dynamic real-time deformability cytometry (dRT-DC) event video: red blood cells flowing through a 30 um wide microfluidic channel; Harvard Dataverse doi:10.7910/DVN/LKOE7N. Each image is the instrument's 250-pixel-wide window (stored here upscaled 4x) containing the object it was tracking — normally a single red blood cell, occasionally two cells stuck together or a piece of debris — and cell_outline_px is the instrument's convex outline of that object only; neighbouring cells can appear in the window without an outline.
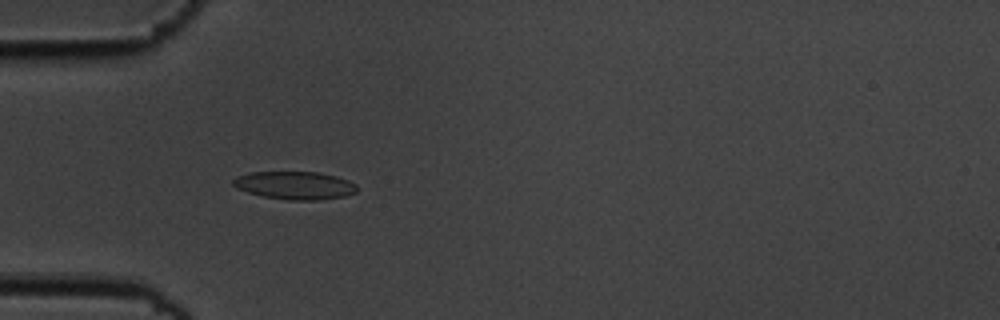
{"species": "common noctule bat (a hibernating species)", "species_latin": "Nyctalus noctula", "temperature_condition": "cold", "stored_images_in_passage": 44, "camera_frame_rate_fps": 3000, "um_per_image_px": 0.085, "animal": {"sex": "male", "body_mass_g": 19.5, "forearm_length_mm": 54.6}, "frame": {"image": 1, "passage_image": 6, "time_ms": 1.667, "image_size_px": [1000, 320], "cell_outline_px": [[356, 192], [344, 196], [320, 200], [288, 200], [264, 196], [248, 192], [236, 188], [232, 184], [232, 180], [236, 176], [252, 172], [320, 172], [336, 176], [348, 180], [356, 184]], "centroid_in_image_um": [25.06, 15.75], "position_along_channel_um": 59.9, "area_um2": 20.17}}
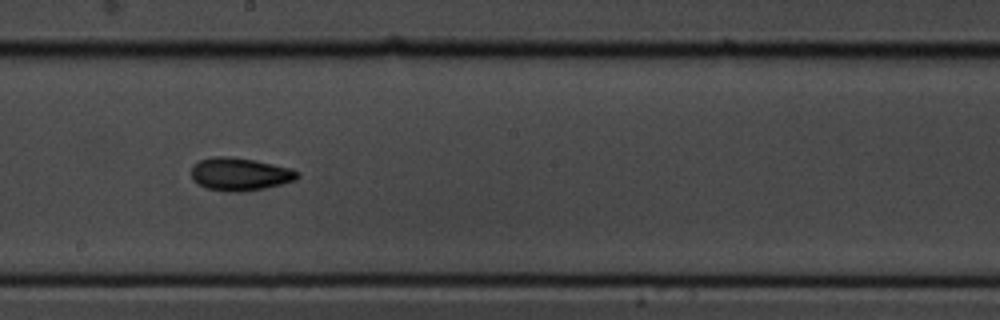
{"frame": {"image": 2, "passage_image": 20, "time_ms": 6.333, "image_size_px": [1000, 320], "cell_outline_px": [[300, 176], [296, 180], [264, 188], [240, 192], [228, 192], [208, 188], [196, 184], [192, 180], [192, 164], [200, 160], [212, 156], [228, 156], [256, 160], [292, 168], [300, 172]], "centroid_in_image_um": [20.39, 14.79], "position_along_channel_um": 227.8, "area_um2": 20.58}}
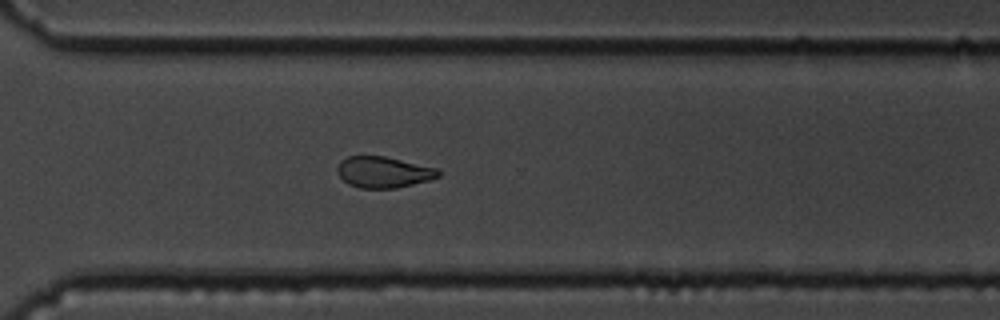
{"frame": {"image": 3, "passage_image": 29, "time_ms": 9.333, "image_size_px": [1000, 320], "cell_outline_px": [[440, 176], [428, 180], [396, 188], [360, 188], [348, 184], [340, 176], [336, 168], [340, 160], [348, 156], [384, 156], [436, 168], [440, 172]], "centroid_in_image_um": [32.56, 14.63], "position_along_channel_um": 338.0, "area_um2": 18.15}, "authors_computed_cell_mechanics": {"area_um2": 19.2185, "velocity_mm_per_s": 3.675, "shape_relaxation_time_tau1_ms": 4.7041, "shape_relaxation_time_tau2_ms": 2.9531, "deformation_change_tau1": 0.1071, "deformation_change_tau2": 0.0772}}